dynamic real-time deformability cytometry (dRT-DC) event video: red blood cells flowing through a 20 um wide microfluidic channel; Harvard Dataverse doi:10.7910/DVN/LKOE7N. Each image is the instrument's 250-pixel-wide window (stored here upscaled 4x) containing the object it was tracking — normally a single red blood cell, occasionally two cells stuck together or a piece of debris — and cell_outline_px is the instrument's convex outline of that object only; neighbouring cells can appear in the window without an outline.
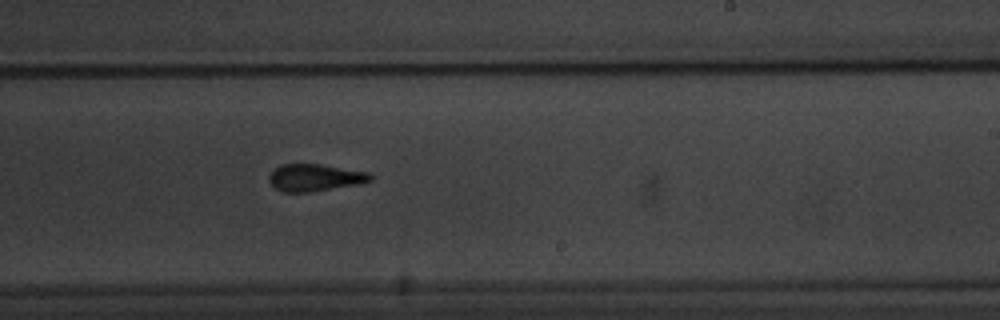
{"species": "common noctule bat (a hibernating species)", "species_latin": "Nyctalus noctula", "temperature_condition": "warm", "stored_images_in_passage": 10, "camera_frame_rate_fps": 3000, "um_per_image_px": 0.085, "animal": {"sex": "male", "body_mass_g": 20.1, "forearm_length_mm": 53.5}, "frame": {"image": 1, "passage_image": 9, "time_ms": 9.333, "image_size_px": [1000, 320], "cell_outline_px": [[372, 180], [356, 184], [308, 192], [284, 192], [276, 188], [268, 180], [268, 176], [280, 164], [320, 164], [368, 172], [372, 176]], "centroid_in_image_um": [26.74, 15.08], "position_along_channel_um": 262.3, "area_um2": 15.72}}